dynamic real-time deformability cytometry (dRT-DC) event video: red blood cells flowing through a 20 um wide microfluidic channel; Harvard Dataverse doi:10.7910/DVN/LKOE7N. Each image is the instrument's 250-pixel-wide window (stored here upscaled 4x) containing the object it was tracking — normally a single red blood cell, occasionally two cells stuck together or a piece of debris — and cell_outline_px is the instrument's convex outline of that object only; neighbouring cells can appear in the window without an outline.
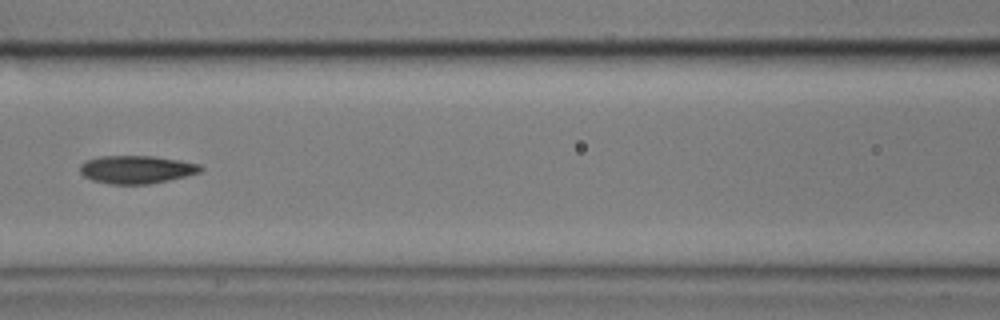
{"species": "common noctule bat (a hibernating species)", "species_latin": "Nyctalus noctula", "temperature_condition": "cold", "stored_images_in_passage": 8, "camera_frame_rate_fps": 3000, "um_per_image_px": 0.085, "animal": {"sex": "male", "body_mass_g": 17.9}, "frame": {"image": 1, "passage_image": 5, "time_ms": 1.333, "image_size_px": [1000, 320], "cell_outline_px": [[204, 168], [200, 172], [168, 180], [148, 184], [108, 184], [92, 180], [84, 176], [80, 172], [80, 164], [84, 160], [100, 156], [152, 156], [180, 160], [200, 164]], "centroid_in_image_um": [11.57, 14.4], "position_along_channel_um": 155.0, "area_um2": 19.71}}